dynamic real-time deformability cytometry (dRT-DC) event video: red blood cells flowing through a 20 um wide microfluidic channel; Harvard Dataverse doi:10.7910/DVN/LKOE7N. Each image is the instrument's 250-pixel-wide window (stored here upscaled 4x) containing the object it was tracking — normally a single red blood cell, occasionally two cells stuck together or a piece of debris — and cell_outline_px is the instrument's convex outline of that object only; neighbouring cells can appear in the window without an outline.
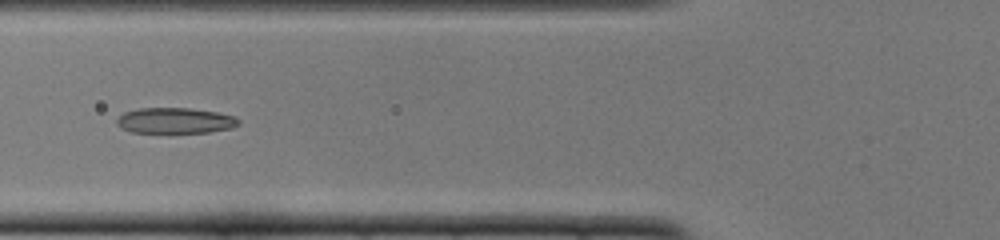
{"species": "common noctule bat (a hibernating species)", "species_latin": "Nyctalus noctula", "temperature_condition": "cold", "stored_images_in_passage": 52, "camera_frame_rate_fps": 3000, "um_per_image_px": 0.085, "animal": {"sex": "female", "body_mass_g": 22.0, "forearm_length_mm": 56.7}, "frame": {"image": 1, "passage_image": 20, "time_ms": 6.333, "image_size_px": [1000, 240], "cell_outline_px": [[240, 124], [232, 128], [208, 132], [172, 136], [132, 132], [120, 128], [116, 124], [116, 120], [124, 112], [140, 108], [188, 108], [216, 112], [236, 116], [240, 120]], "centroid_in_image_um": [14.88, 10.31], "position_along_channel_um": 110.9, "area_um2": 19.31}}
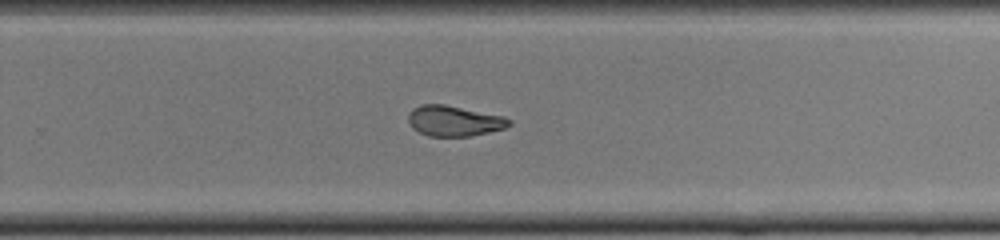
{"frame": {"image": 2, "passage_image": 34, "time_ms": 11.0, "image_size_px": [1000, 240], "cell_outline_px": [[512, 124], [504, 128], [488, 132], [468, 136], [428, 136], [412, 128], [408, 120], [408, 116], [412, 108], [420, 104], [444, 104], [504, 116], [512, 120]], "centroid_in_image_um": [38.59, 10.27], "position_along_channel_um": 291.2, "area_um2": 17.92}}
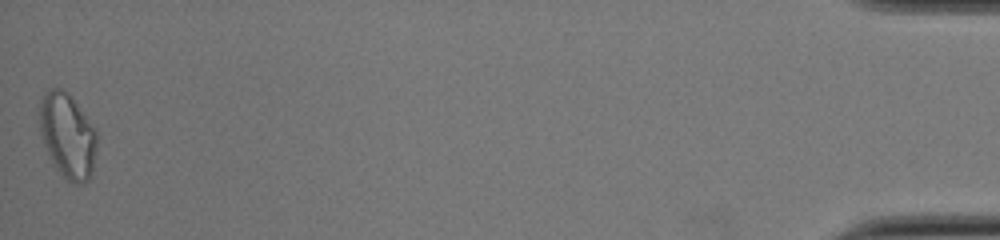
{"frame": {"image": 3, "passage_image": 52, "time_ms": 17.0, "image_size_px": [1000, 240], "cell_outline_px": [[96, 152], [92, 172], [88, 180], [80, 184], [76, 184], [68, 180], [52, 164], [44, 144], [40, 132], [40, 100], [44, 92], [48, 88], [60, 88], [72, 96], [96, 132]], "centroid_in_image_um": [5.73, 11.52], "position_along_channel_um": 429.5, "area_um2": 28.15}, "authors_computed_cell_mechanics": {"area_um2": 19.2474, "velocity_mm_per_s": 3.8833, "shape_relaxation_time_tau1_ms": null, "shape_relaxation_time_tau2_ms": 3.0597, "deformation_change_tau1": null, "deformation_change_tau2": 0.0932}}